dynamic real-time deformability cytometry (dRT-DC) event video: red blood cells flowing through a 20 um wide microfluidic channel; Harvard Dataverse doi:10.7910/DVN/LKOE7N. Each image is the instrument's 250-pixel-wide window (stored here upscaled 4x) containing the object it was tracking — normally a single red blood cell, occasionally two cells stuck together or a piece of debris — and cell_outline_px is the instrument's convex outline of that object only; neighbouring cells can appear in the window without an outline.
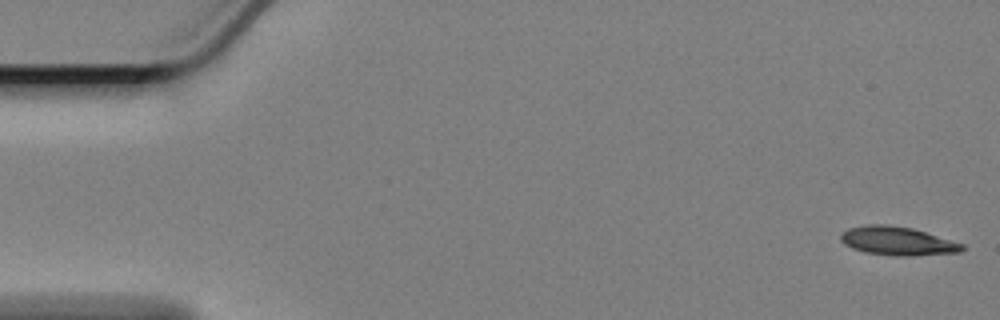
{"species": "Egyptian fruit bat (a non-hibernating species)", "species_latin": "Rousettus aegyptiacus", "temperature_condition": "cold", "stored_images_in_passage": 59, "camera_frame_rate_fps": 3000, "um_per_image_px": 0.085, "animal": {"sex": "female"}, "frame": {"image": 1, "passage_image": 1, "time_ms": 0.0, "image_size_px": [1000, 320], "cell_outline_px": [[964, 248], [960, 252], [908, 256], [896, 256], [864, 252], [852, 248], [844, 244], [840, 240], [840, 232], [848, 228], [868, 224], [888, 224], [912, 228], [964, 244]], "centroid_in_image_um": [76.23, 20.48], "position_along_channel_um": 8.8, "area_um2": 20.29}}
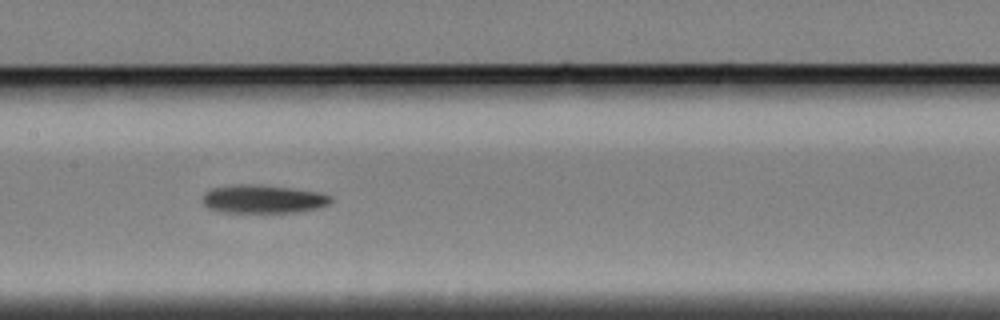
{"frame": {"image": 2, "passage_image": 28, "time_ms": 9.0, "image_size_px": [1000, 320], "cell_outline_px": [[332, 200], [328, 204], [316, 208], [296, 212], [220, 212], [208, 208], [200, 200], [204, 192], [212, 188], [236, 184], [252, 184], [288, 188], [320, 192], [332, 196]], "centroid_in_image_um": [22.3, 16.92], "position_along_channel_um": 185.1, "area_um2": 21.15}}
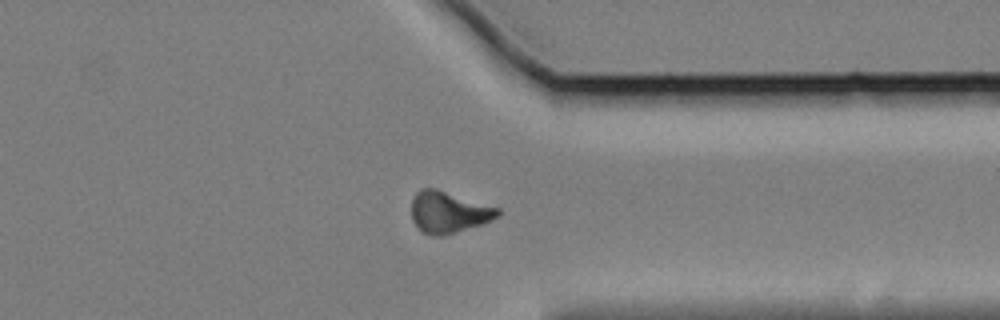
{"frame": {"image": 3, "passage_image": 45, "time_ms": 14.667, "image_size_px": [1000, 320], "cell_outline_px": [[500, 212], [492, 220], [484, 224], [436, 236], [432, 236], [420, 232], [412, 220], [412, 196], [420, 188], [436, 188], [500, 208]], "centroid_in_image_um": [38.09, 18.02], "position_along_channel_um": 373.3, "area_um2": 20.87}, "authors_computed_cell_mechanics": {"area_um2": 20.6924, "velocity_mm_per_s": 3.3742, "shape_relaxation_time_tau1_ms": 4.0908, "shape_relaxation_time_tau2_ms": null, "deformation_change_tau1": 0.1165, "deformation_change_tau2": null}}